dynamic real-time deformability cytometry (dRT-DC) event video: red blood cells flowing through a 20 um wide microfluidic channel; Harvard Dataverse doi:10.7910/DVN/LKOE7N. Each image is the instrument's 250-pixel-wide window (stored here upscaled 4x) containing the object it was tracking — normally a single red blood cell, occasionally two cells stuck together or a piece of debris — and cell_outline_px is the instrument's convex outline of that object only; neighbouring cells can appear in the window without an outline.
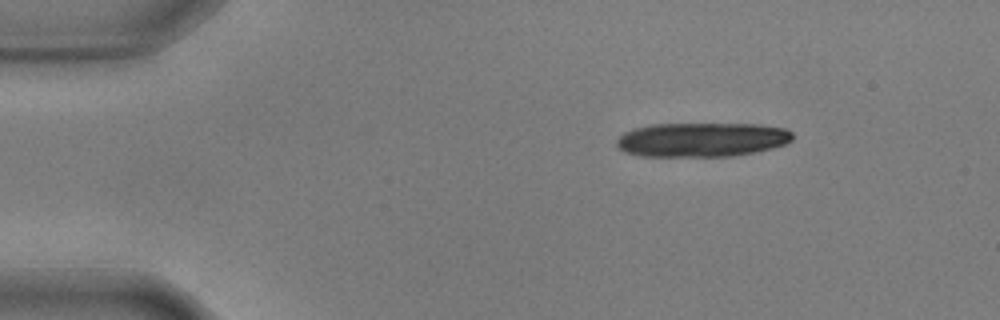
{"species": "common noctule bat (a hibernating species)", "species_latin": "Nyctalus noctula", "temperature_condition": "warm", "stored_images_in_passage": 11, "camera_frame_rate_fps": 3000, "um_per_image_px": 0.085, "animal": {"sex": "male", "body_mass_g": 17.9, "forearm_length_mm": 54.2}, "frame": {"image": 1, "passage_image": 1, "time_ms": 0.0, "image_size_px": [1000, 320], "cell_outline_px": [[792, 140], [784, 144], [772, 148], [732, 156], [640, 156], [624, 152], [616, 144], [616, 140], [624, 132], [632, 128], [652, 124], [760, 124], [784, 128], [792, 132]], "centroid_in_image_um": [59.62, 11.86], "position_along_channel_um": 25.4, "area_um2": 35.14}}